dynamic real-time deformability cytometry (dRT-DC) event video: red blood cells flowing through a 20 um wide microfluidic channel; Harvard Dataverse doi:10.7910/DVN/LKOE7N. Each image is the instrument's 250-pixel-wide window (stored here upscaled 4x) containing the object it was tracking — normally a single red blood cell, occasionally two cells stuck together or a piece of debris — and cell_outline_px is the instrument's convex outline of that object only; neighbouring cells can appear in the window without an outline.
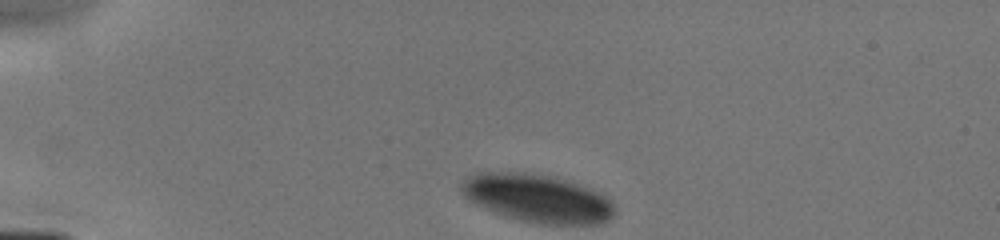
{"species": "human", "species_latin": "Homo sapiens", "temperature_condition": "cold", "stored_images_in_passage": 15, "camera_frame_rate_fps": 3000, "um_per_image_px": 0.085, "donor": {"sex": "male"}, "frame": {"image": 1, "passage_image": 1, "time_ms": 0.0, "image_size_px": [1000, 240], "cell_outline_px": [[616, 212], [608, 220], [600, 224], [540, 224], [520, 220], [484, 208], [476, 204], [464, 196], [460, 188], [460, 184], [464, 180], [476, 172], [524, 172], [560, 180], [576, 184], [588, 188], [608, 196], [616, 204]], "centroid_in_image_um": [45.71, 16.87], "position_along_channel_um": 39.3, "area_um2": 42.54}}
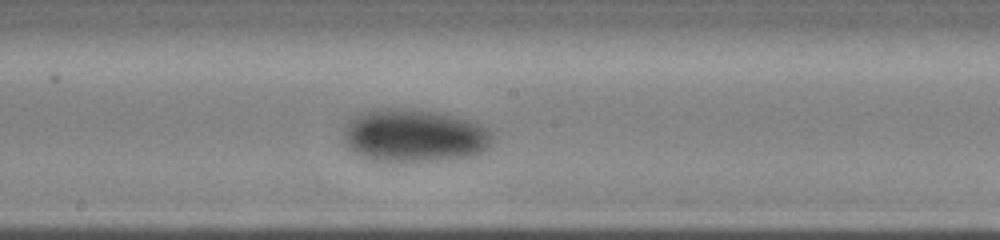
{"frame": {"image": 2, "passage_image": 10, "time_ms": 5.333, "image_size_px": [1000, 240], "cell_outline_px": [[492, 140], [488, 148], [476, 156], [448, 160], [416, 164], [396, 164], [372, 160], [360, 156], [352, 152], [344, 144], [344, 124], [352, 116], [360, 112], [372, 108], [408, 108], [436, 112], [468, 120], [480, 124], [488, 128], [492, 132]], "centroid_in_image_um": [35.16, 11.58], "position_along_channel_um": 213.0, "area_um2": 47.86}}
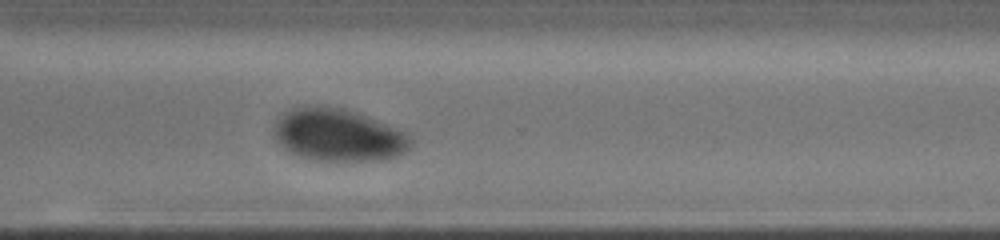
{"frame": {"image": 3, "passage_image": 15, "time_ms": 8.333, "image_size_px": [1000, 240], "cell_outline_px": [[412, 144], [400, 156], [380, 160], [312, 160], [288, 152], [272, 136], [272, 128], [276, 120], [288, 108], [308, 104], [316, 104], [344, 108], [356, 112], [408, 132], [412, 140]], "centroid_in_image_um": [28.7, 11.45], "position_along_channel_um": 341.9, "area_um2": 42.6}}